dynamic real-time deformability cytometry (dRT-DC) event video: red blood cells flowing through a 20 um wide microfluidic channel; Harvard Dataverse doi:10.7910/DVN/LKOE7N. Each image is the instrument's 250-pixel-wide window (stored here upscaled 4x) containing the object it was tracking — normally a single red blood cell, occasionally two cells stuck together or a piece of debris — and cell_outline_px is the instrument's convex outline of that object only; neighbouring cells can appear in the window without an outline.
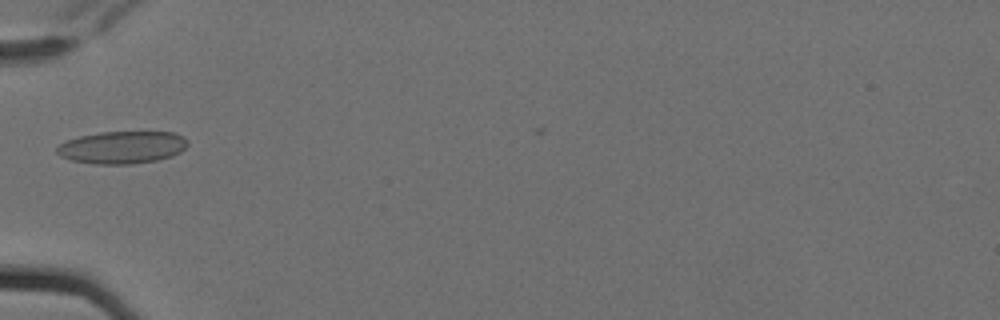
{"species": "Egyptian fruit bat (a non-hibernating species)", "species_latin": "Rousettus aegyptiacus", "temperature_condition": "cold", "stored_images_in_passage": 1, "camera_frame_rate_fps": 3000, "um_per_image_px": 0.085, "animal": {"sex": "female"}, "frame": {"image": 1, "passage_image": 1, "time_ms": 0.0, "image_size_px": [1000, 320], "cell_outline_px": [[188, 144], [180, 152], [172, 156], [156, 160], [132, 164], [92, 164], [72, 160], [60, 156], [56, 152], [56, 148], [60, 144], [68, 140], [80, 136], [100, 132], [172, 132], [184, 136], [188, 140]], "centroid_in_image_um": [10.39, 12.52], "position_along_channel_um": 74.6, "area_um2": 24.74}}